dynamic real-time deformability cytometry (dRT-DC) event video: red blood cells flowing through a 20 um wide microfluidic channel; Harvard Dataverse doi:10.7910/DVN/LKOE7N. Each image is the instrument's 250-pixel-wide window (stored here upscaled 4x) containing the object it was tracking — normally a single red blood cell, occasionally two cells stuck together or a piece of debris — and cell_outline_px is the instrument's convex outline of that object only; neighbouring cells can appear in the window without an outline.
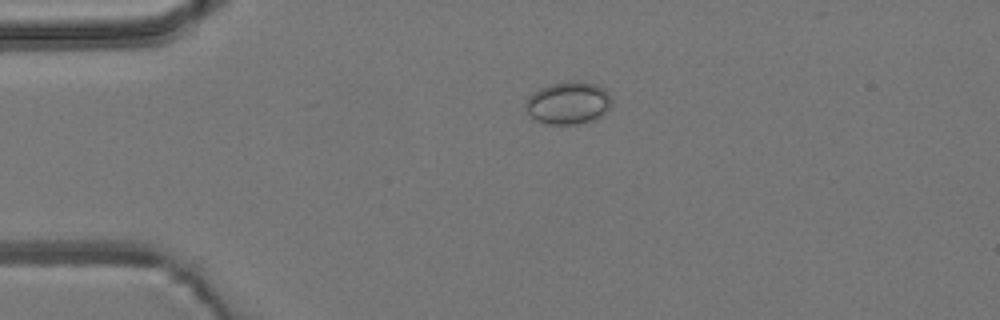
{"species": "common noctule bat (a hibernating species)", "species_latin": "Nyctalus noctula", "temperature_condition": "room temperature", "stored_images_in_passage": 3, "camera_frame_rate_fps": 3000, "um_per_image_px": 0.085, "animal": {"sex": "male", "body_mass_g": 19.2, "forearm_length_mm": 51.8}, "frame": {"image": 1, "passage_image": 2, "time_ms": 1.0, "image_size_px": [1000, 320], "cell_outline_px": [[612, 104], [600, 116], [592, 120], [576, 124], [548, 124], [536, 120], [524, 108], [524, 100], [532, 92], [548, 84], [568, 80], [580, 80], [596, 84], [604, 88], [608, 92], [612, 100]], "centroid_in_image_um": [48.28, 8.71], "position_along_channel_um": 36.7, "area_um2": 21.68}}